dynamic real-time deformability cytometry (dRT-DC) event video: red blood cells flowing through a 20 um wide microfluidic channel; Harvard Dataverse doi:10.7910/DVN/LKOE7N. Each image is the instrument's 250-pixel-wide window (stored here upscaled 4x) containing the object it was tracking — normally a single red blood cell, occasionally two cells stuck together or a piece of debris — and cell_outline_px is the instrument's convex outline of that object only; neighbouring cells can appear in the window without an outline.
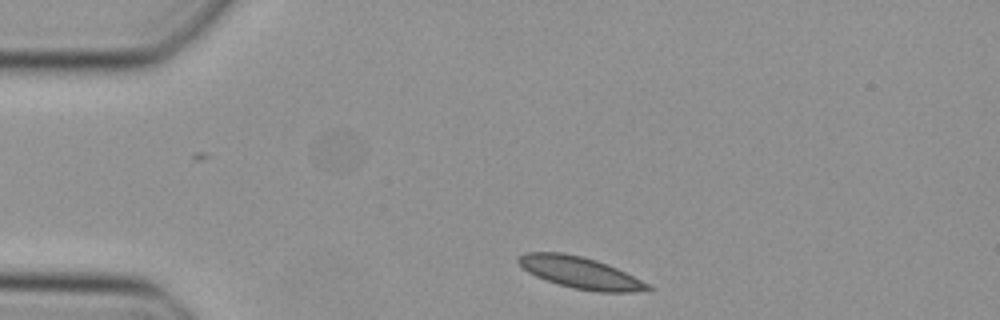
{"species": "Egyptian fruit bat (a non-hibernating species)", "species_latin": "Rousettus aegyptiacus", "temperature_condition": "cold", "stored_images_in_passage": 8, "camera_frame_rate_fps": 3000, "um_per_image_px": 0.085, "animal": {"sex": "female"}, "frame": {"image": 1, "passage_image": 1, "time_ms": 0.0, "image_size_px": [1000, 320], "cell_outline_px": [[656, 288], [632, 292], [596, 292], [572, 288], [536, 276], [528, 272], [516, 260], [516, 256], [524, 252], [564, 252], [596, 260], [608, 264]], "centroid_in_image_um": [49.28, 23.16], "position_along_channel_um": 35.7, "area_um2": 23.64}}
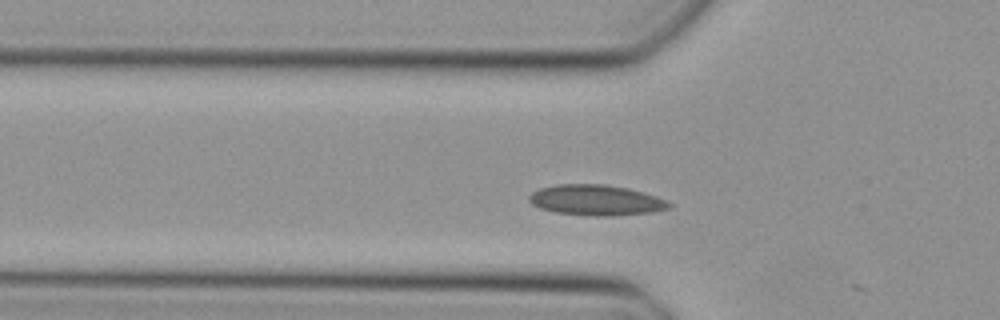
{"frame": {"image": 2, "passage_image": 7, "time_ms": 2.0, "image_size_px": [1000, 320], "cell_outline_px": [[672, 204], [668, 208], [652, 212], [604, 216], [592, 216], [556, 212], [540, 208], [532, 204], [528, 200], [528, 196], [532, 192], [540, 188], [556, 184], [604, 184], [628, 188], [644, 192], [668, 200]], "centroid_in_image_um": [50.65, 17.0], "position_along_channel_um": 75.1, "area_um2": 24.91}}